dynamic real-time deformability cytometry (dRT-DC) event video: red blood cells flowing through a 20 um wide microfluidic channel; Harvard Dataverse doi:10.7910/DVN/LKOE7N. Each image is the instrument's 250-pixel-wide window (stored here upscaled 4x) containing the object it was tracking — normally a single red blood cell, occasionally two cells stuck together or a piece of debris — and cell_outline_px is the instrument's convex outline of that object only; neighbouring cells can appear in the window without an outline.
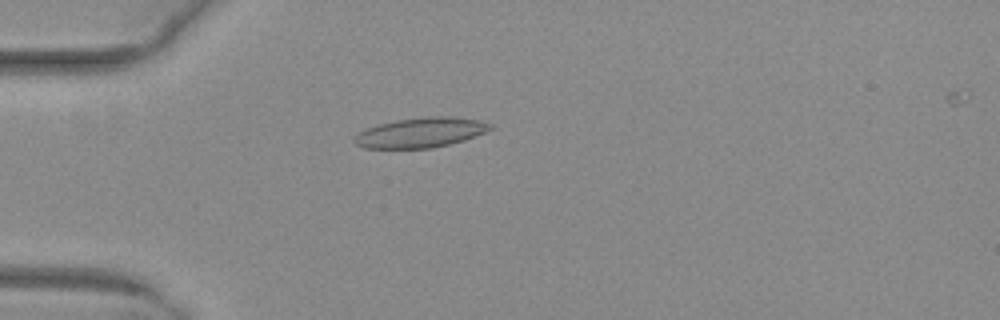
{"species": "common noctule bat (a hibernating species)", "species_latin": "Nyctalus noctula", "temperature_condition": "warm", "stored_images_in_passage": 48, "camera_frame_rate_fps": 3000, "um_per_image_px": 0.085, "animal": {"sex": "female", "body_mass_g": 29.2, "forearm_length_mm": 56.3}, "frame": {"image": 1, "passage_image": 11, "time_ms": 3.333, "image_size_px": [1000, 320], "cell_outline_px": [[492, 128], [484, 132], [464, 140], [432, 148], [364, 148], [356, 144], [352, 140], [360, 132], [368, 128], [380, 124], [396, 120], [428, 116], [452, 116], [480, 120], [492, 124]], "centroid_in_image_um": [35.77, 11.26], "position_along_channel_um": 49.2, "area_um2": 23.47}}
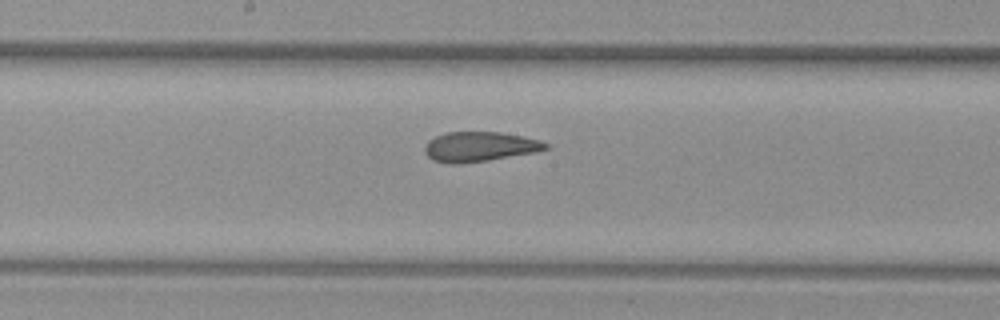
{"frame": {"image": 2, "passage_image": 24, "time_ms": 7.667, "image_size_px": [1000, 320], "cell_outline_px": [[548, 148], [536, 152], [488, 160], [456, 164], [452, 164], [432, 160], [424, 152], [424, 148], [428, 140], [436, 136], [448, 132], [500, 132], [524, 136], [540, 140], [548, 144]], "centroid_in_image_um": [40.76, 12.46], "position_along_channel_um": 207.4, "area_um2": 20.98}}
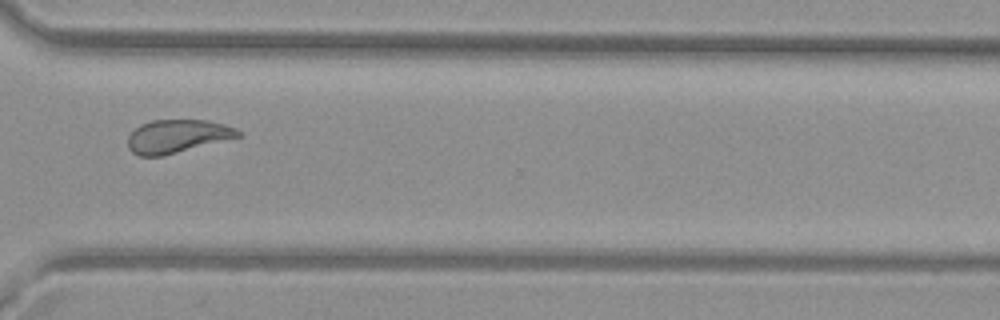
{"frame": {"image": 3, "passage_image": 35, "time_ms": 11.333, "image_size_px": [1000, 320], "cell_outline_px": [[240, 136], [164, 156], [140, 156], [132, 152], [128, 148], [128, 136], [140, 124], [152, 120], [208, 120], [224, 124], [236, 128], [240, 132]], "centroid_in_image_um": [15.04, 11.58], "position_along_channel_um": 355.6, "area_um2": 21.27}, "authors_computed_cell_mechanics": {"area_um2": 22.5998, "velocity_mm_per_s": 4.0377, "shape_relaxation_time_tau1_ms": null, "shape_relaxation_time_tau2_ms": 1.5519, "deformation_change_tau1": null, "deformation_change_tau2": 0.0812}}